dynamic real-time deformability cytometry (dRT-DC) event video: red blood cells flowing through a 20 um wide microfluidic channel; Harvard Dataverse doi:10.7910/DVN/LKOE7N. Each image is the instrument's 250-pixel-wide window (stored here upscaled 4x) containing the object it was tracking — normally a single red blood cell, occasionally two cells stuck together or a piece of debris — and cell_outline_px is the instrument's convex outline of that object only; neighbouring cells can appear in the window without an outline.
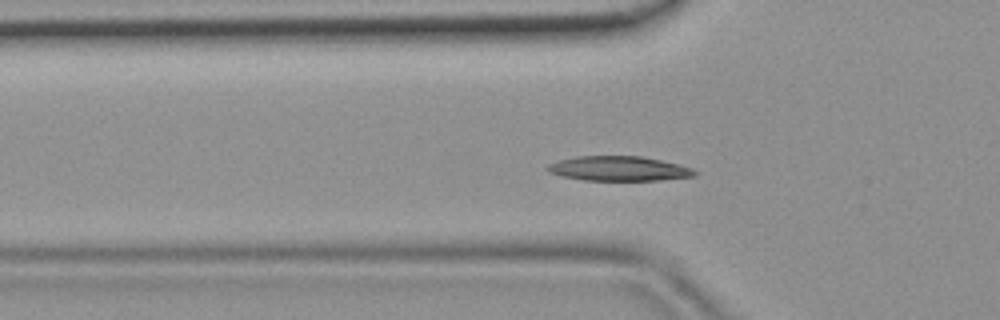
{"species": "common noctule bat (a hibernating species)", "species_latin": "Nyctalus noctula", "temperature_condition": "room temperature", "stored_images_in_passage": 43, "camera_frame_rate_fps": 3000, "um_per_image_px": 0.085, "animal": {"sex": "female", "body_mass_g": 19.9}, "frame": {"image": 1, "passage_image": 13, "time_ms": 4.0, "image_size_px": [1000, 320], "cell_outline_px": [[696, 176], [660, 180], [584, 180], [560, 176], [548, 172], [544, 168], [548, 164], [556, 160], [576, 156], [640, 156], [680, 164], [692, 168], [696, 172]], "centroid_in_image_um": [52.54, 14.32], "position_along_channel_um": 73.3, "area_um2": 21.33}}
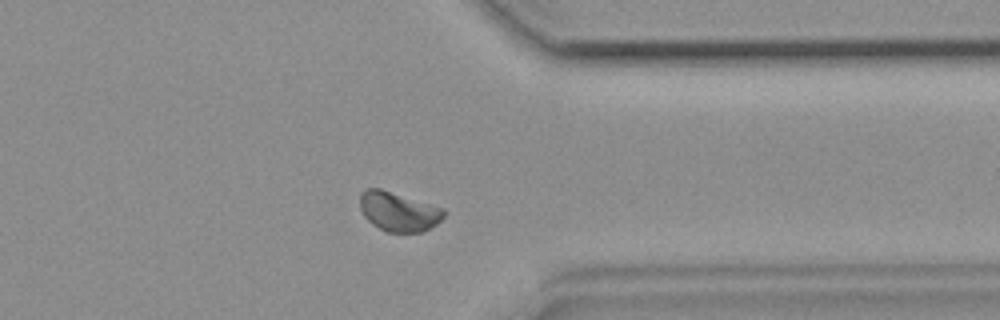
{"frame": {"image": 2, "passage_image": 34, "time_ms": 11.0, "image_size_px": [1000, 320], "cell_outline_px": [[448, 212], [436, 224], [420, 232], [384, 232], [372, 224], [364, 216], [360, 208], [360, 192], [368, 188], [380, 188], [444, 208]], "centroid_in_image_um": [33.86, 17.98], "position_along_channel_um": 377.5, "area_um2": 19.31}}
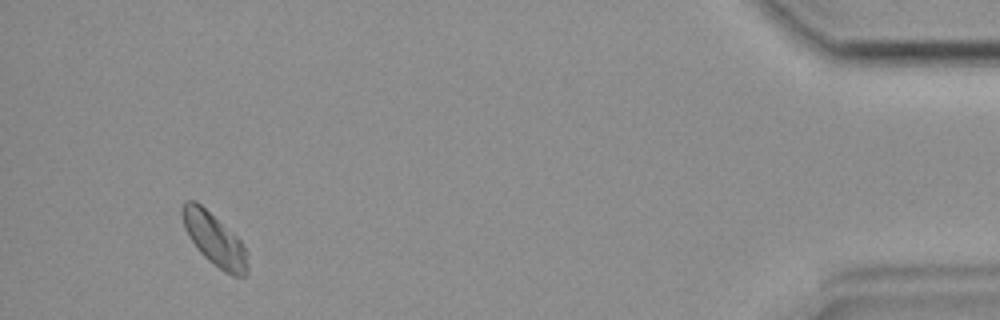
{"frame": {"image": 3, "passage_image": 41, "time_ms": 13.333, "image_size_px": [1000, 320], "cell_outline_px": [[248, 272], [244, 276], [232, 276], [224, 272], [208, 260], [196, 248], [188, 236], [184, 228], [180, 212], [180, 208], [188, 200], [196, 200], [236, 236], [240, 240], [248, 252]], "centroid_in_image_um": [18.22, 20.37], "position_along_channel_um": 417.0, "area_um2": 20.06}}